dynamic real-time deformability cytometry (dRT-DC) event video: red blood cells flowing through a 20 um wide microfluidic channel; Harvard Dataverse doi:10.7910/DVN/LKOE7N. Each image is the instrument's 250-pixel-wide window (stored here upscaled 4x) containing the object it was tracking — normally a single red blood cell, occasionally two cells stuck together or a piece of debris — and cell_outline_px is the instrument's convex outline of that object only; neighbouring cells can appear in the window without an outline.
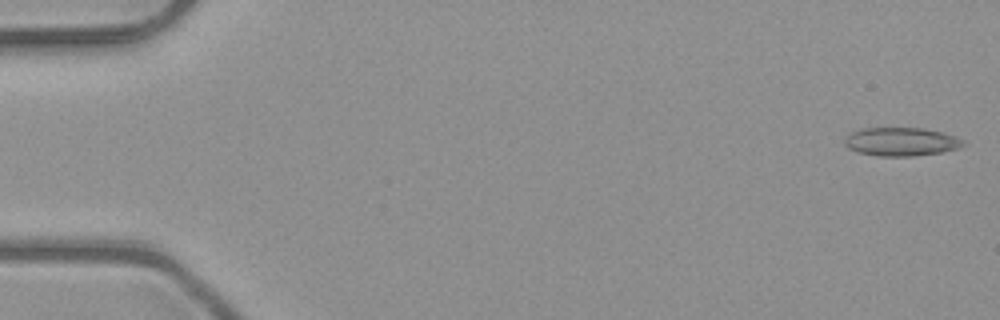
{"species": "common noctule bat (a hibernating species)", "species_latin": "Nyctalus noctula", "temperature_condition": "room temperature", "stored_images_in_passage": 5, "camera_frame_rate_fps": 3000, "um_per_image_px": 0.085, "animal": {"sex": "male", "body_mass_g": 23.1, "forearm_length_mm": 52.7}, "frame": {"image": 1, "passage_image": 1, "time_ms": 0.0, "image_size_px": [1000, 320], "cell_outline_px": [[964, 144], [960, 148], [940, 152], [912, 156], [876, 156], [860, 152], [848, 148], [844, 144], [844, 136], [852, 132], [864, 128], [924, 128], [944, 132], [960, 140]], "centroid_in_image_um": [76.55, 12.04], "position_along_channel_um": 8.5, "area_um2": 19.54}}
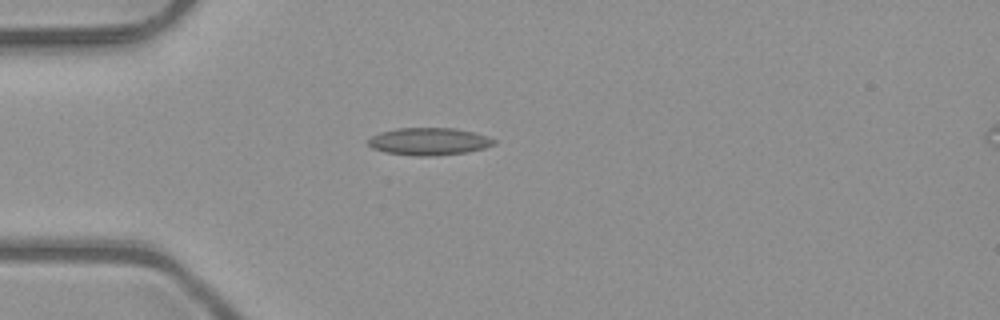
{"frame": {"image": 2, "passage_image": 4, "time_ms": 1.0, "image_size_px": [1000, 320], "cell_outline_px": [[496, 144], [484, 148], [468, 152], [432, 156], [416, 156], [384, 152], [372, 148], [368, 144], [368, 140], [372, 136], [380, 132], [396, 128], [456, 128], [476, 132], [488, 136], [496, 140]], "centroid_in_image_um": [36.49, 12.02], "position_along_channel_um": 48.5, "area_um2": 20.29}}